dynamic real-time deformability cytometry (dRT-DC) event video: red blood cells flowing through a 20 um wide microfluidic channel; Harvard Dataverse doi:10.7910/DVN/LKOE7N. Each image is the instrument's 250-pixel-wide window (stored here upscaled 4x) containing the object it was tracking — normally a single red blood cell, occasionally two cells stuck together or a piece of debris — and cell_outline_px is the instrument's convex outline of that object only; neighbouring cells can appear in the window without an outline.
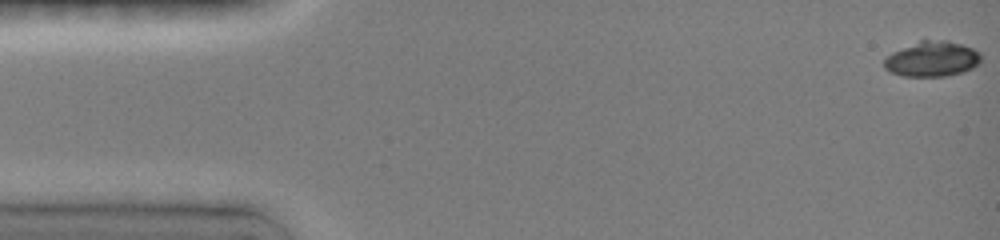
{"species": "common noctule bat (a hibernating species)", "species_latin": "Nyctalus noctula", "temperature_condition": "room temperature", "stored_images_in_passage": 14, "camera_frame_rate_fps": 3000, "um_per_image_px": 0.085, "animal": {"sex": "female", "body_mass_g": 19.0, "forearm_length_mm": 51.5}, "frame": {"image": 1, "passage_image": 1, "time_ms": 0.0, "image_size_px": [1000, 240], "cell_outline_px": [[980, 64], [972, 68], [960, 72], [944, 76], [904, 76], [888, 72], [884, 68], [884, 60], [892, 52], [920, 40], [948, 40], [972, 48], [980, 52]], "centroid_in_image_um": [79.21, 5.01], "position_along_channel_um": 5.8, "area_um2": 19.83}}
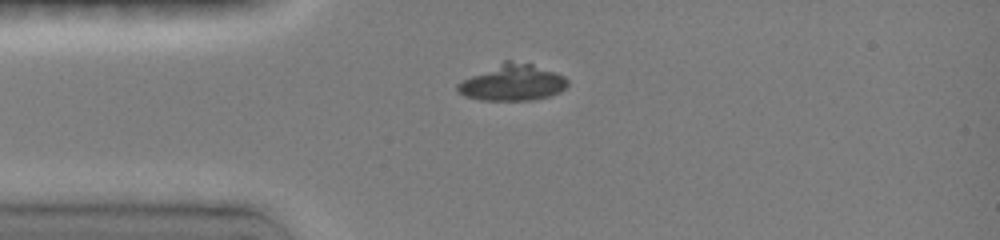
{"frame": {"image": 2, "passage_image": 9, "time_ms": 3.667, "image_size_px": [1000, 240], "cell_outline_px": [[568, 84], [560, 92], [548, 96], [532, 100], [480, 100], [464, 96], [456, 88], [456, 84], [504, 60], [508, 60], [532, 64], [564, 76], [568, 80]], "centroid_in_image_um": [43.56, 7.03], "position_along_channel_um": 41.4, "area_um2": 22.89}}